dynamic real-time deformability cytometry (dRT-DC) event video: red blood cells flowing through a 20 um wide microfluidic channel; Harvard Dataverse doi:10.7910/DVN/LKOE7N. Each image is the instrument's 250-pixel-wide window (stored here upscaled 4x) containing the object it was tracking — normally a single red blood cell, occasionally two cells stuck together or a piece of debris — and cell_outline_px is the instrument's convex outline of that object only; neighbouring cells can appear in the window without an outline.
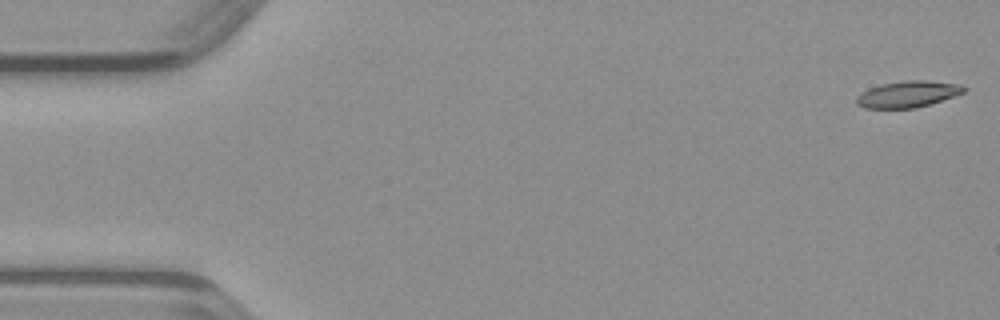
{"species": "common noctule bat (a hibernating species)", "species_latin": "Nyctalus noctula", "temperature_condition": "warm", "stored_images_in_passage": 48, "camera_frame_rate_fps": 3000, "um_per_image_px": 0.085, "animal": {"sex": "male", "body_mass_g": 23.1, "forearm_length_mm": 52.7}, "frame": {"image": 1, "passage_image": 1, "time_ms": 0.0, "image_size_px": [1000, 320], "cell_outline_px": [[968, 88], [964, 92], [916, 108], [864, 108], [856, 104], [856, 96], [860, 92], [868, 88], [880, 84], [904, 80], [928, 80], [964, 84]], "centroid_in_image_um": [77.14, 7.98], "position_along_channel_um": 7.9, "area_um2": 16.7}}
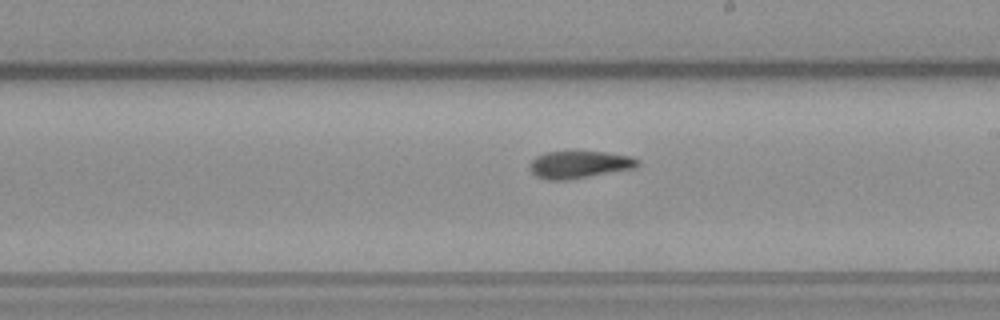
{"frame": {"image": 2, "passage_image": 27, "time_ms": 8.667, "image_size_px": [1000, 320], "cell_outline_px": [[640, 164], [636, 168], [568, 180], [548, 180], [536, 176], [528, 168], [528, 164], [536, 156], [544, 152], [604, 152], [632, 156], [640, 160]], "centroid_in_image_um": [49.24, 13.99], "position_along_channel_um": 239.8, "area_um2": 17.34}}
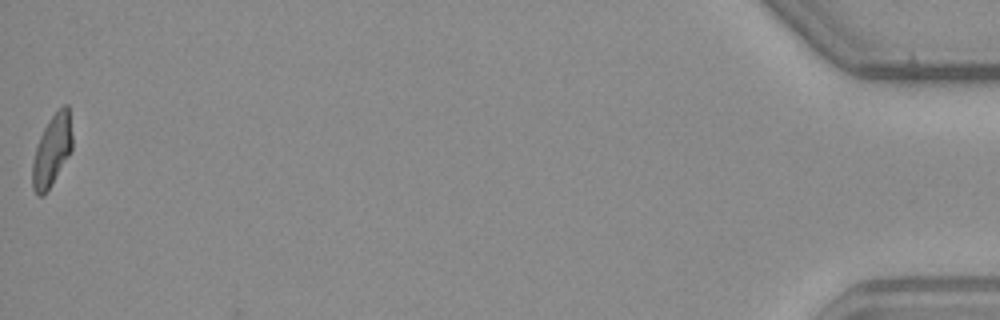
{"frame": {"image": 3, "passage_image": 48, "time_ms": 15.667, "image_size_px": [1000, 320], "cell_outline_px": [[72, 148], [68, 156], [44, 196], [36, 196], [32, 188], [32, 164], [36, 148], [40, 136], [48, 120], [64, 104], [68, 104], [72, 136]], "centroid_in_image_um": [4.4, 12.81], "position_along_channel_um": 430.8, "area_um2": 16.36}}